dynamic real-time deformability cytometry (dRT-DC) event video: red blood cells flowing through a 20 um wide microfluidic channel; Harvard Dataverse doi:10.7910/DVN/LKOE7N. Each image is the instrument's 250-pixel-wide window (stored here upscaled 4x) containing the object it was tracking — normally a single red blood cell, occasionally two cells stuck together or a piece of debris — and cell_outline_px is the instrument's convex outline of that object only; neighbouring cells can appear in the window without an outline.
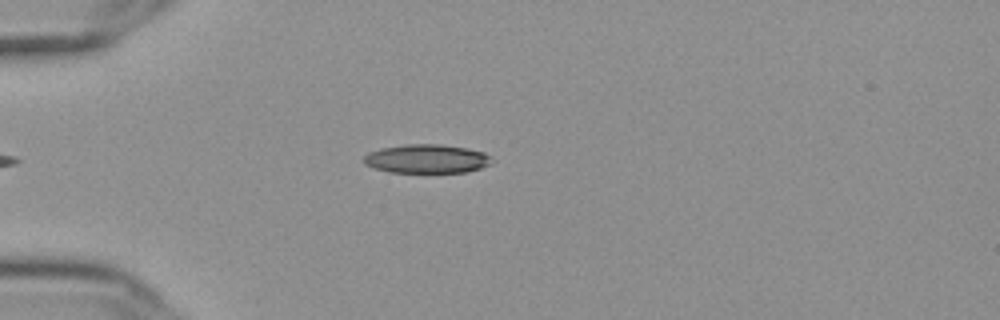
{"species": "Egyptian fruit bat (a non-hibernating species)", "species_latin": "Rousettus aegyptiacus", "temperature_condition": "cold", "stored_images_in_passage": 47, "camera_frame_rate_fps": 3000, "um_per_image_px": 0.085, "frame": {"image": 1, "passage_image": 7, "time_ms": 2.0, "image_size_px": [1000, 320], "cell_outline_px": [[492, 164], [480, 168], [464, 172], [388, 172], [372, 168], [364, 164], [364, 156], [368, 152], [380, 148], [408, 144], [440, 144], [464, 148], [484, 152], [488, 156]], "centroid_in_image_um": [36.21, 13.5], "position_along_channel_um": 48.8, "area_um2": 21.39}}
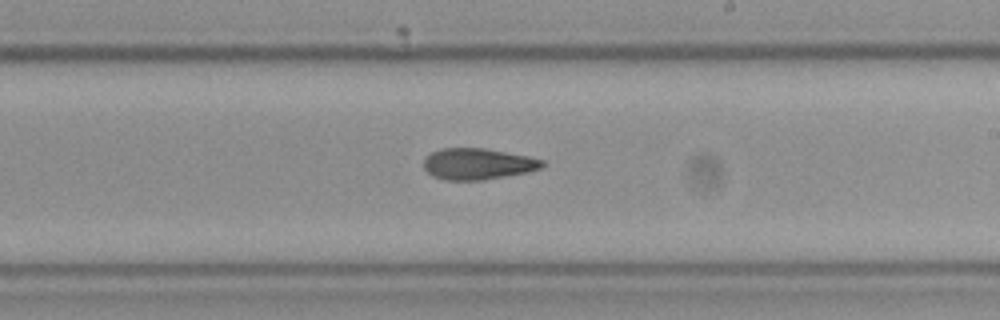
{"frame": {"image": 2, "passage_image": 25, "time_ms": 8.0, "image_size_px": [1000, 320], "cell_outline_px": [[544, 164], [540, 168], [528, 172], [480, 180], [444, 180], [432, 176], [424, 168], [424, 160], [432, 152], [440, 148], [484, 148], [528, 156], [544, 160]], "centroid_in_image_um": [40.59, 13.93], "position_along_channel_um": 248.4, "area_um2": 21.44}}
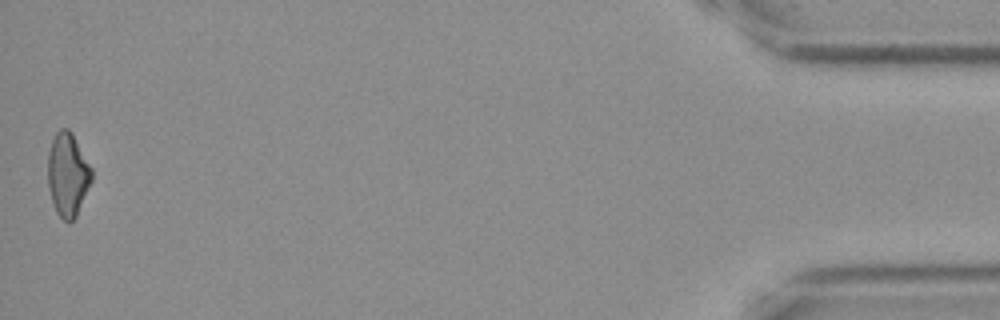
{"frame": {"image": 3, "passage_image": 47, "time_ms": 15.333, "image_size_px": [1000, 320], "cell_outline_px": [[92, 180], [76, 216], [72, 220], [64, 220], [56, 212], [48, 188], [48, 152], [52, 140], [56, 132], [60, 128], [68, 128], [72, 132], [92, 168]], "centroid_in_image_um": [5.75, 14.8], "position_along_channel_um": 429.4, "area_um2": 21.21}, "authors_computed_cell_mechanics": {"area_um2": 21.675, "velocity_mm_per_s": 3.6395, "shape_relaxation_time_tau1_ms": null, "shape_relaxation_time_tau2_ms": 6.3927, "deformation_change_tau1": null, "deformation_change_tau2": 0.1444}}